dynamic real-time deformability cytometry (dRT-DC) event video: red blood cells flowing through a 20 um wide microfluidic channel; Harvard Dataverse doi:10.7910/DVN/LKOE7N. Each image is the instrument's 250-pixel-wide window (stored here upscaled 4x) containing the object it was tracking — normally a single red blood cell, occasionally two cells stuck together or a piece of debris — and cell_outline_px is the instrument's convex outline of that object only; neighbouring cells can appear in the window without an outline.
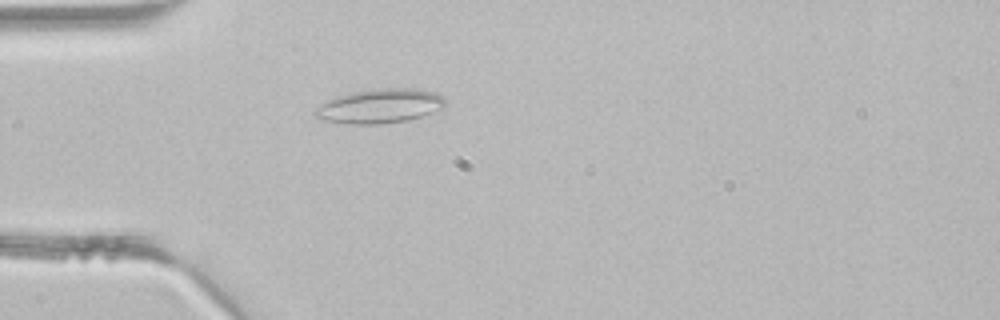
{"species": "common noctule bat (a hibernating species)", "species_latin": "Nyctalus noctula", "temperature_condition": "room temperature", "stored_images_in_passage": 2, "camera_frame_rate_fps": 3000, "um_per_image_px": 0.085, "animal": {"sex": "male", "body_mass_g": 21.5, "forearm_length_mm": 52.0}, "frame": {"image": 1, "passage_image": 2, "time_ms": 0.333, "image_size_px": [1000, 320], "cell_outline_px": [[448, 100], [444, 108], [408, 120], [380, 124], [348, 124], [320, 120], [312, 112], [316, 108], [328, 100], [336, 96], [352, 92], [380, 88], [416, 88], [436, 92]], "centroid_in_image_um": [32.31, 9.01], "position_along_channel_um": 52.7, "area_um2": 26.24}}